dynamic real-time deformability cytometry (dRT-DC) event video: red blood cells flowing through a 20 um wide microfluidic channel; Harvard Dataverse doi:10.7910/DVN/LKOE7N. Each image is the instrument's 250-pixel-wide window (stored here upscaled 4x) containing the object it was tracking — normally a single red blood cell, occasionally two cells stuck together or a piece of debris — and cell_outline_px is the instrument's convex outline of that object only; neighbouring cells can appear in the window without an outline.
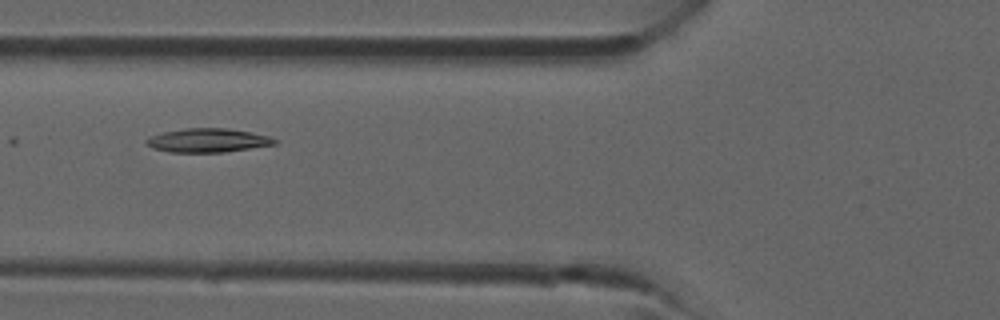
{"species": "common noctule bat (a hibernating species)", "species_latin": "Nyctalus noctula", "temperature_condition": "room temperature", "stored_images_in_passage": 17, "camera_frame_rate_fps": 3000, "um_per_image_px": 0.085, "animal": {"sex": "male", "forearm_length_mm": 52.5}, "frame": {"image": 1, "passage_image": 10, "time_ms": 3.0, "image_size_px": [1000, 320], "cell_outline_px": [[280, 140], [276, 144], [224, 152], [168, 152], [152, 148], [144, 144], [144, 140], [148, 136], [164, 132], [184, 128], [228, 128], [268, 136]], "centroid_in_image_um": [17.61, 11.93], "position_along_channel_um": 108.2, "area_um2": 17.92}}
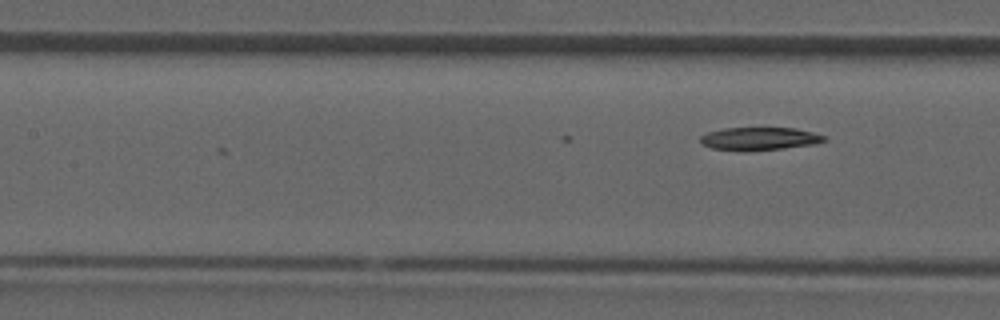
{"frame": {"image": 2, "passage_image": 12, "time_ms": 3.667, "image_size_px": [1000, 320], "cell_outline_px": [[828, 140], [816, 144], [784, 148], [744, 152], [740, 152], [712, 148], [700, 144], [700, 136], [708, 132], [724, 128], [796, 128], [812, 132], [824, 136]], "centroid_in_image_um": [64.52, 11.8], "position_along_channel_um": 142.9, "area_um2": 16.82}}
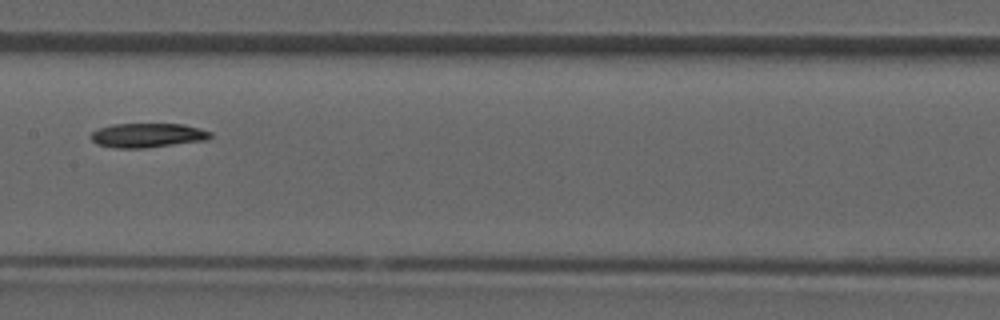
{"frame": {"image": 3, "passage_image": 15, "time_ms": 4.667, "image_size_px": [1000, 320], "cell_outline_px": [[212, 136], [208, 140], [144, 148], [116, 148], [96, 144], [88, 136], [92, 132], [100, 128], [112, 124], [184, 124], [212, 132]], "centroid_in_image_um": [12.54, 11.5], "position_along_channel_um": 194.9, "area_um2": 16.99}}